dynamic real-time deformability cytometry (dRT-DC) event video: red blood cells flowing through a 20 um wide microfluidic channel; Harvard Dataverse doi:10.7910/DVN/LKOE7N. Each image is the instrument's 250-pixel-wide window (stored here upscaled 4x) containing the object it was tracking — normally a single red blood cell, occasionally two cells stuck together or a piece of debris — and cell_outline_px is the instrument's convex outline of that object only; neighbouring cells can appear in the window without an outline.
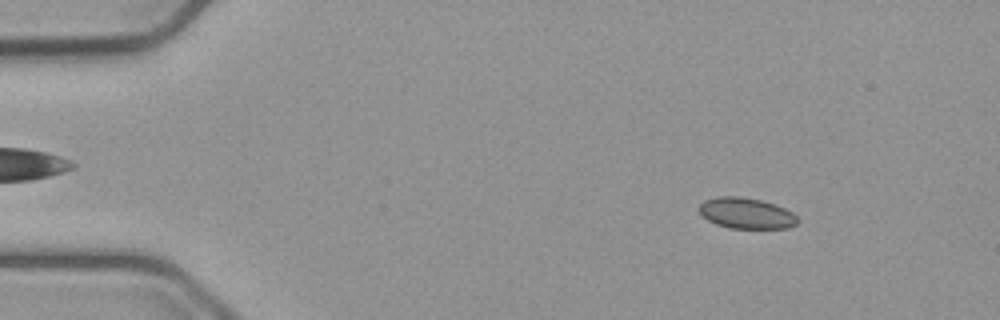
{"species": "common noctule bat (a hibernating species)", "species_latin": "Nyctalus noctula", "temperature_condition": "cold", "stored_images_in_passage": 55, "camera_frame_rate_fps": 3000, "um_per_image_px": 0.085, "animal": {"sex": "male", "body_mass_g": 23.1, "forearm_length_mm": 52.7}, "frame": {"image": 1, "passage_image": 7, "time_ms": 2.0, "image_size_px": [1000, 320], "cell_outline_px": [[796, 224], [788, 228], [728, 228], [716, 224], [708, 220], [696, 208], [704, 200], [716, 196], [740, 196], [760, 200], [776, 204], [792, 212], [796, 216]], "centroid_in_image_um": [63.39, 18.11], "position_along_channel_um": 21.6, "area_um2": 17.74}}
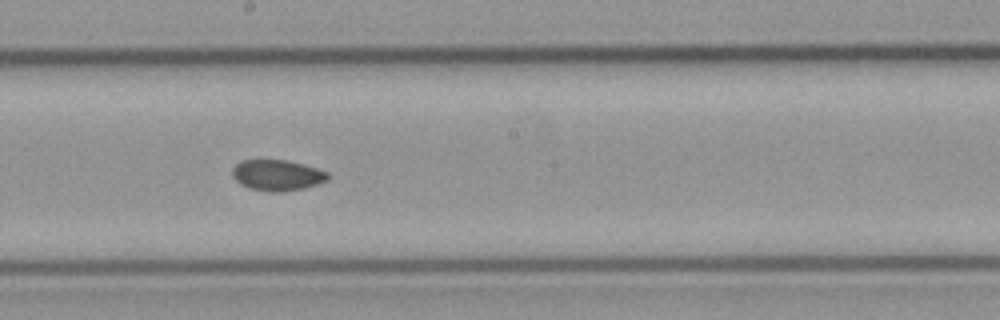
{"frame": {"image": 2, "passage_image": 30, "time_ms": 9.667, "image_size_px": [1000, 320], "cell_outline_px": [[328, 180], [304, 188], [280, 192], [268, 192], [248, 188], [240, 184], [232, 176], [232, 168], [236, 164], [244, 160], [284, 160], [316, 168], [328, 172]], "centroid_in_image_um": [23.53, 14.91], "position_along_channel_um": 224.7, "area_um2": 17.05}}
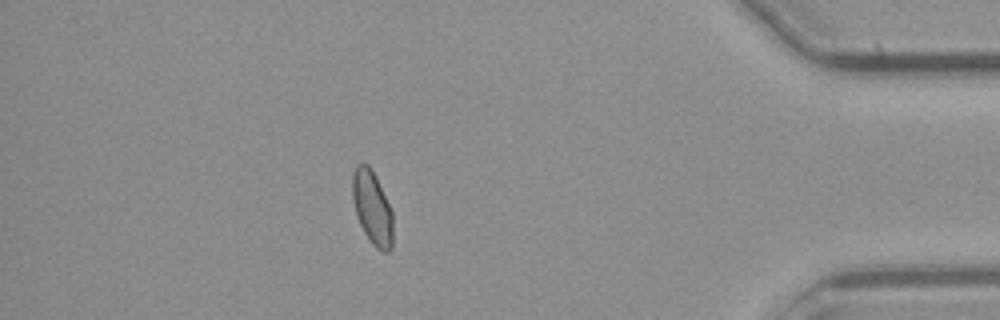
{"frame": {"image": 3, "passage_image": 48, "time_ms": 15.667, "image_size_px": [1000, 320], "cell_outline_px": [[392, 248], [388, 252], [384, 252], [376, 248], [372, 244], [364, 232], [356, 216], [352, 196], [352, 172], [356, 164], [368, 164], [376, 176], [392, 212]], "centroid_in_image_um": [31.62, 17.65], "position_along_channel_um": 403.6, "area_um2": 17.4}, "authors_computed_cell_mechanics": {"area_um2": 17.5712, "velocity_mm_per_s": 3.7533, "shape_relaxation_time_tau1_ms": null, "shape_relaxation_time_tau2_ms": 1.9734, "deformation_change_tau1": null, "deformation_change_tau2": 0.049}}